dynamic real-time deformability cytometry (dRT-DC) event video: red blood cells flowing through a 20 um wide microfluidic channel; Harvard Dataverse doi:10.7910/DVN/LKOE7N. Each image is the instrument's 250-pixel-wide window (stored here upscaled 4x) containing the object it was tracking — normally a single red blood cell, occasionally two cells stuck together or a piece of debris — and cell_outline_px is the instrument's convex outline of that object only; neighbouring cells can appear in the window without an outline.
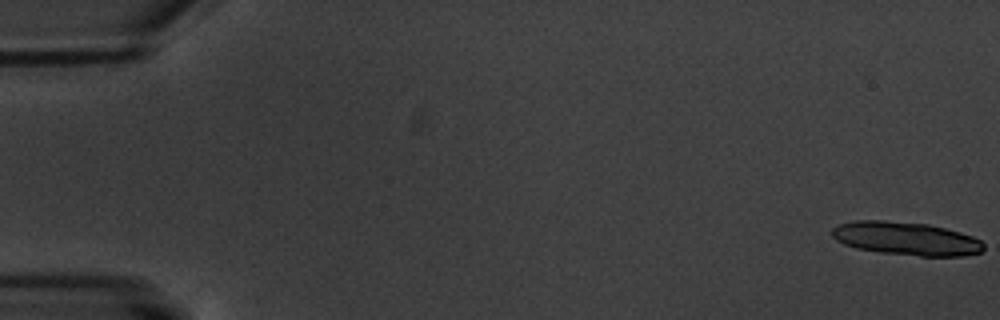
{"species": "common noctule bat (a hibernating species)", "species_latin": "Nyctalus noctula", "temperature_condition": "warm", "stored_images_in_passage": 17, "segment_of_instrument_passage": [1, 2], "camera_frame_rate_fps": 3000, "um_per_image_px": 0.085, "animal": {"sex": "male", "body_mass_g": 20.1, "forearm_length_mm": 53.5}, "frame": {"image": 1, "passage_image": 1, "time_ms": 0.0, "image_size_px": [1000, 320], "cell_outline_px": [[984, 248], [980, 252], [964, 256], [920, 256], [880, 252], [856, 248], [844, 244], [836, 240], [832, 236], [832, 228], [840, 224], [852, 220], [884, 220], [928, 224], [960, 232], [972, 236], [980, 240], [984, 244]], "centroid_in_image_um": [77.01, 20.27], "position_along_channel_um": 8.0, "area_um2": 29.42}}